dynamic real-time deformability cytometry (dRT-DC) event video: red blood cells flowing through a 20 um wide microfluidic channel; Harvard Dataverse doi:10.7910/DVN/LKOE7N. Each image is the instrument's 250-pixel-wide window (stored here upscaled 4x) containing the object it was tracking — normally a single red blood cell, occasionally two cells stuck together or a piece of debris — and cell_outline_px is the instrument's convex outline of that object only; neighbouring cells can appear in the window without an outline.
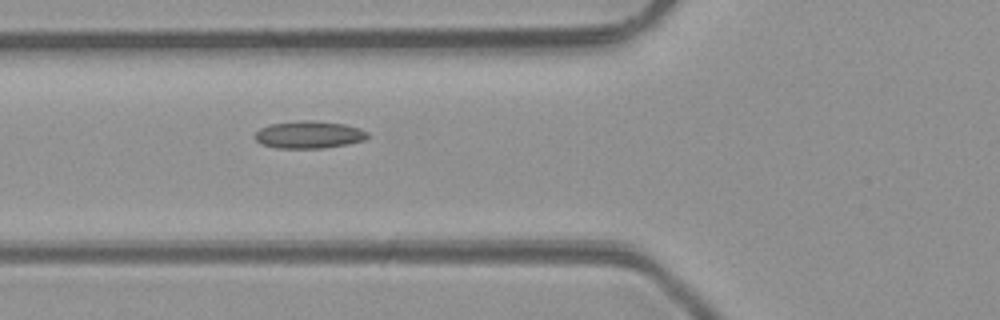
{"species": "common noctule bat (a hibernating species)", "species_latin": "Nyctalus noctula", "temperature_condition": "room temperature", "stored_images_in_passage": 2, "camera_frame_rate_fps": 3000, "um_per_image_px": 0.085, "animal": {"sex": "male", "body_mass_g": 23.1, "forearm_length_mm": 52.7}, "frame": {"image": 1, "passage_image": 2, "time_ms": 1.0, "image_size_px": [1000, 320], "cell_outline_px": [[368, 136], [364, 140], [348, 144], [324, 148], [276, 148], [260, 144], [252, 136], [260, 128], [272, 124], [304, 120], [316, 120], [344, 124], [360, 128], [368, 132]], "centroid_in_image_um": [26.25, 11.45], "position_along_channel_um": 99.5, "area_um2": 18.09}}